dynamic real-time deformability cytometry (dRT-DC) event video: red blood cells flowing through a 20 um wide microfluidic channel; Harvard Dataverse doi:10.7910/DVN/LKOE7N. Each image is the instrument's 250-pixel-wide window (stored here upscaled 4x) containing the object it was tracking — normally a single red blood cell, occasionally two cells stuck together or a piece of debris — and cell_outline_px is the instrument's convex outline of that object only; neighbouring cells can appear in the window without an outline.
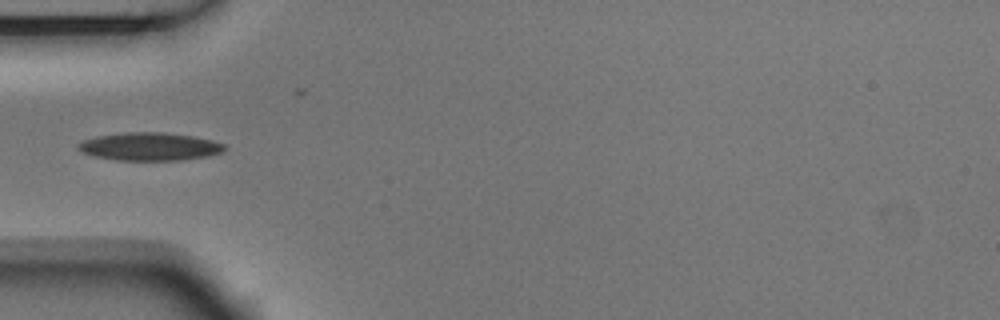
{"species": "Egyptian fruit bat (a non-hibernating species)", "species_latin": "Rousettus aegyptiacus", "temperature_condition": "room temperature", "stored_images_in_passage": 5, "camera_frame_rate_fps": 3000, "um_per_image_px": 0.085, "animal": {"sex": "male"}, "frame": {"image": 1, "passage_image": 5, "time_ms": 1.333, "image_size_px": [1000, 320], "cell_outline_px": [[224, 148], [220, 152], [208, 156], [180, 160], [116, 160], [92, 156], [84, 152], [80, 148], [80, 144], [84, 140], [96, 136], [124, 132], [160, 132], [192, 136], [212, 140], [224, 144]], "centroid_in_image_um": [12.72, 12.45], "position_along_channel_um": 72.3, "area_um2": 23.52}}